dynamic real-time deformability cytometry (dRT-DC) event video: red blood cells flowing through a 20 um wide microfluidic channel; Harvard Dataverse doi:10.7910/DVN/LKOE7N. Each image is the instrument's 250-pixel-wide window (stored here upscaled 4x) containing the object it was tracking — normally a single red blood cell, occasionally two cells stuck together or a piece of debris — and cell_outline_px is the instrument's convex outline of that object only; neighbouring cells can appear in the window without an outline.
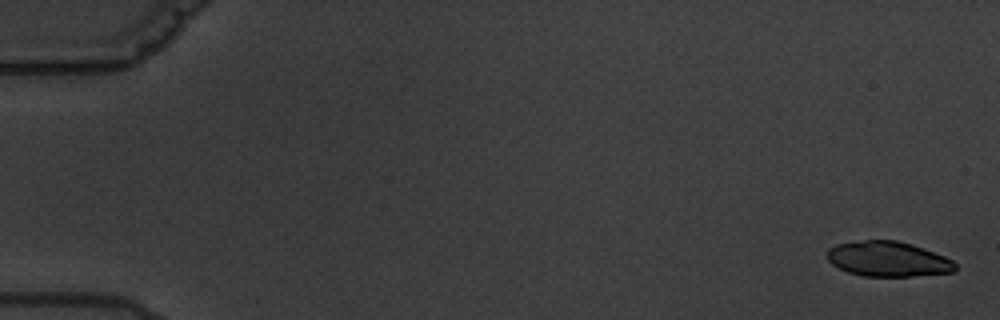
{"species": "common noctule bat (a hibernating species)", "species_latin": "Nyctalus noctula", "temperature_condition": "warm", "stored_images_in_passage": 7, "camera_frame_rate_fps": 3000, "um_per_image_px": 0.085, "animal": {"sex": "male", "body_mass_g": 19.5, "forearm_length_mm": 54.6}, "frame": {"image": 1, "passage_image": 1, "time_ms": 0.0, "image_size_px": [1000, 320], "cell_outline_px": [[956, 268], [952, 272], [908, 276], [860, 276], [848, 272], [832, 264], [828, 260], [828, 248], [836, 244], [864, 240], [896, 240], [912, 244], [944, 256], [952, 260], [956, 264]], "centroid_in_image_um": [75.46, 22.01], "position_along_channel_um": 9.5, "area_um2": 26.01}}
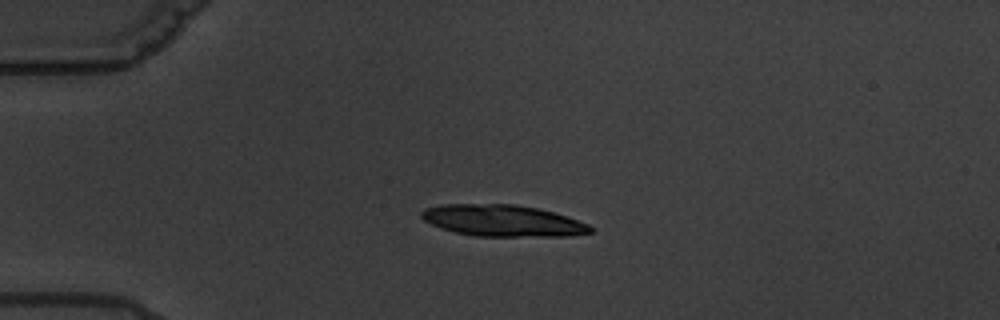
{"frame": {"image": 2, "passage_image": 5, "time_ms": 4.667, "image_size_px": [1000, 320], "cell_outline_px": [[596, 228], [592, 232], [572, 236], [476, 236], [456, 232], [440, 228], [424, 220], [420, 216], [420, 212], [424, 208], [440, 204], [516, 204], [536, 208], [552, 212], [588, 224]], "centroid_in_image_um": [42.71, 18.75], "position_along_channel_um": 42.3, "area_um2": 31.04}}